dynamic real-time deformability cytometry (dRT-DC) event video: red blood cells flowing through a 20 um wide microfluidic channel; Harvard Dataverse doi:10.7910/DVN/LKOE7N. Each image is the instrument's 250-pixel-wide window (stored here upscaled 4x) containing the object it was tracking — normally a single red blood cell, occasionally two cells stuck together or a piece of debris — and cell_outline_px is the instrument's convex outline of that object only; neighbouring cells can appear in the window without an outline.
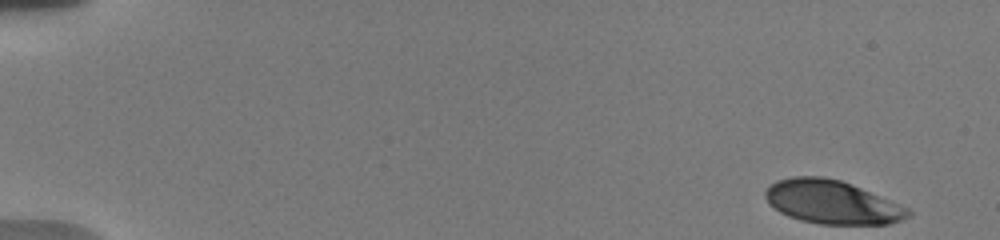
{"species": "human", "species_latin": "Homo sapiens", "temperature_condition": "warm", "stored_images_in_passage": 40, "camera_frame_rate_fps": 3000, "um_per_image_px": 0.085, "donor": {"sex": "male"}, "frame": {"image": 1, "passage_image": 1, "time_ms": 0.0, "image_size_px": [1000, 240], "cell_outline_px": [[912, 212], [908, 216], [900, 220], [888, 224], [820, 224], [800, 220], [788, 216], [780, 212], [768, 204], [764, 196], [764, 192], [776, 180], [792, 176], [824, 176], [840, 180], [852, 184], [908, 208]], "centroid_in_image_um": [70.67, 17.17], "position_along_channel_um": 14.3, "area_um2": 36.13}}
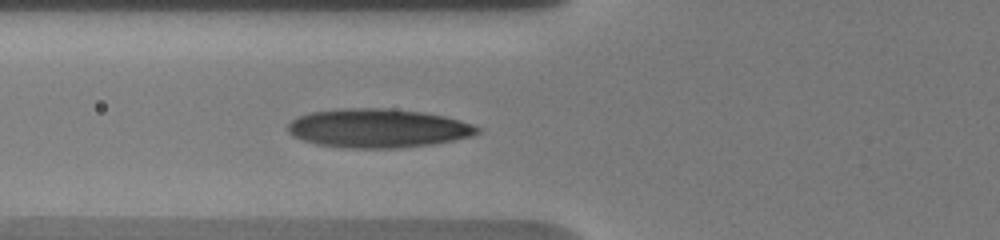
{"frame": {"image": 2, "passage_image": 22, "time_ms": 6.333, "image_size_px": [1000, 240], "cell_outline_px": [[480, 132], [472, 136], [432, 144], [400, 148], [352, 148], [316, 144], [292, 136], [288, 132], [288, 124], [296, 116], [312, 112], [336, 108], [388, 108], [424, 112], [444, 116], [460, 120], [472, 124], [480, 128]], "centroid_in_image_um": [32.11, 10.89], "position_along_channel_um": 93.7, "area_um2": 43.06}}
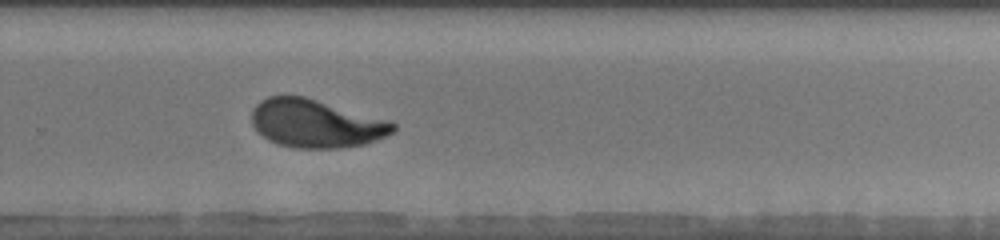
{"frame": {"image": 3, "passage_image": 39, "time_ms": 12.0, "image_size_px": [1000, 240], "cell_outline_px": [[396, 128], [392, 132], [376, 140], [364, 144], [340, 148], [292, 148], [276, 144], [268, 140], [252, 124], [252, 112], [256, 104], [260, 100], [268, 96], [304, 96], [392, 120], [396, 124]], "centroid_in_image_um": [26.87, 10.49], "position_along_channel_um": 302.9, "area_um2": 39.88}}